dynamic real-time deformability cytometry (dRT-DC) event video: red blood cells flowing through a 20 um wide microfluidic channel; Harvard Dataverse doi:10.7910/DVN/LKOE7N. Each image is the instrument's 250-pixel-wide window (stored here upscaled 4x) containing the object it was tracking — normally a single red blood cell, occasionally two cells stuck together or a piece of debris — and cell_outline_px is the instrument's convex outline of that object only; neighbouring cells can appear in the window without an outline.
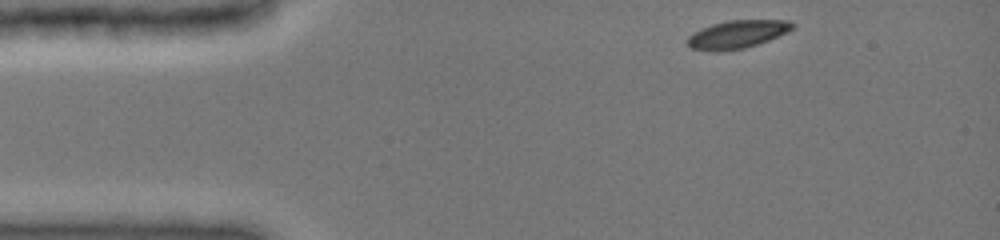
{"species": "common noctule bat (a hibernating species)", "species_latin": "Nyctalus noctula", "temperature_condition": "cold", "stored_images_in_passage": 39, "camera_frame_rate_fps": 3000, "um_per_image_px": 0.085, "animal": {"sex": "female", "body_mass_g": 19.0, "forearm_length_mm": 51.5}, "frame": {"image": 1, "passage_image": 1, "time_ms": 0.0, "image_size_px": [1000, 240], "cell_outline_px": [[796, 24], [788, 32], [768, 40], [744, 48], [716, 52], [692, 48], [688, 44], [688, 36], [700, 28], [712, 24], [728, 20], [788, 20]], "centroid_in_image_um": [62.67, 2.91], "position_along_channel_um": 22.3, "area_um2": 17.05}}
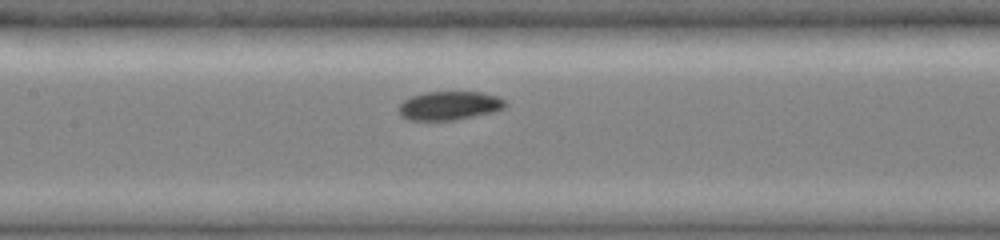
{"frame": {"image": 2, "passage_image": 17, "time_ms": 5.333, "image_size_px": [1000, 240], "cell_outline_px": [[508, 104], [504, 108], [492, 112], [456, 120], [408, 120], [400, 116], [396, 108], [404, 100], [412, 96], [424, 92], [480, 92], [496, 96], [504, 100]], "centroid_in_image_um": [38.15, 8.98], "position_along_channel_um": 169.2, "area_um2": 17.92}}
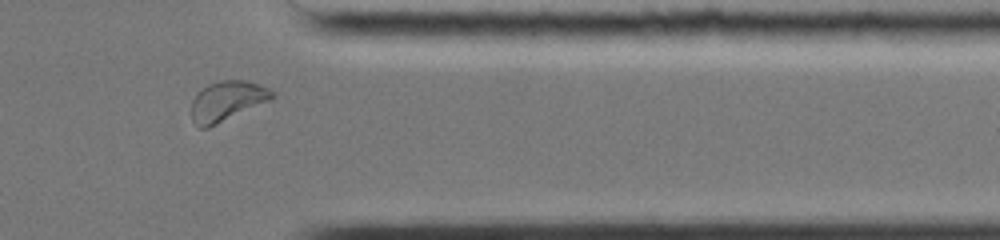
{"frame": {"image": 3, "passage_image": 34, "time_ms": 11.0, "image_size_px": [1000, 240], "cell_outline_px": [[276, 96], [272, 100], [208, 128], [200, 128], [192, 120], [192, 100], [208, 84], [220, 80], [244, 80], [260, 84], [276, 92]], "centroid_in_image_um": [19.36, 8.58], "position_along_channel_um": 392.0, "area_um2": 18.84}, "authors_computed_cell_mechanics": {"area_um2": 17.918, "velocity_mm_per_s": 3.9459, "shape_relaxation_time_tau1_ms": 2.1625, "shape_relaxation_time_tau2_ms": null, "deformation_change_tau1": 0.0889, "deformation_change_tau2": null}}